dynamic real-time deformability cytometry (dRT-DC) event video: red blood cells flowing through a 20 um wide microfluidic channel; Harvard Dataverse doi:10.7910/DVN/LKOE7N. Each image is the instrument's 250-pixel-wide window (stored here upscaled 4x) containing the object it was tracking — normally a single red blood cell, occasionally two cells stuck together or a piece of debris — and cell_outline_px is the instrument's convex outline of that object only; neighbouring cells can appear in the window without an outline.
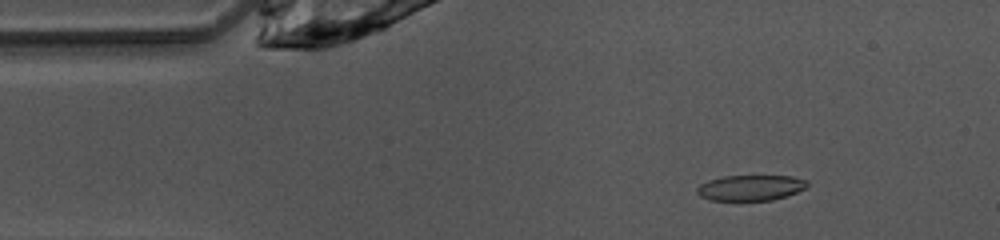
{"species": "common noctule bat (a hibernating species)", "species_latin": "Nyctalus noctula", "temperature_condition": "warm", "stored_images_in_passage": 47, "camera_frame_rate_fps": 3000, "um_per_image_px": 0.085, "animal": {"sex": "female", "body_mass_g": 10.0, "forearm_length_mm": 53.1}, "frame": {"image": 1, "passage_image": 6, "time_ms": 1.667, "image_size_px": [1000, 240], "cell_outline_px": [[808, 184], [804, 188], [796, 192], [772, 200], [708, 200], [700, 196], [696, 192], [696, 188], [700, 184], [708, 180], [724, 176], [792, 176], [808, 180]], "centroid_in_image_um": [63.76, 15.95], "position_along_channel_um": 21.2, "area_um2": 16.36}}
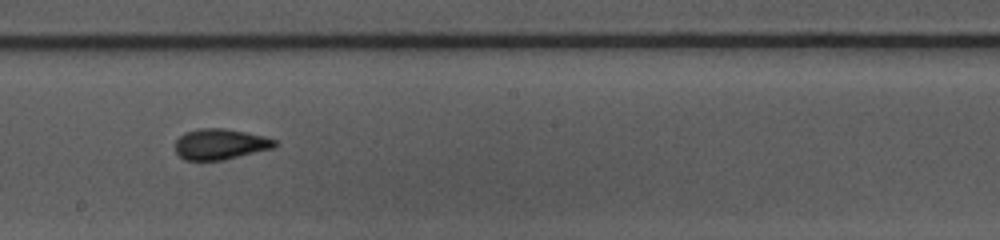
{"frame": {"image": 2, "passage_image": 25, "time_ms": 8.0, "image_size_px": [1000, 240], "cell_outline_px": [[276, 144], [272, 148], [224, 160], [184, 160], [176, 152], [176, 140], [184, 132], [200, 128], [224, 128], [264, 136], [276, 140]], "centroid_in_image_um": [18.69, 12.25], "position_along_channel_um": 229.5, "area_um2": 17.69}}
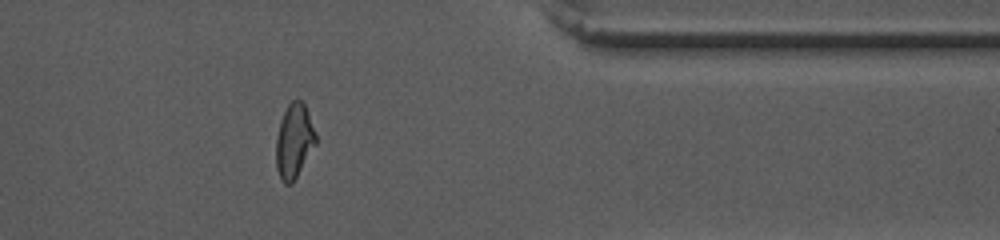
{"frame": {"image": 3, "passage_image": 38, "time_ms": 12.333, "image_size_px": [1000, 240], "cell_outline_px": [[316, 144], [292, 184], [284, 184], [280, 180], [276, 168], [276, 136], [280, 120], [288, 104], [292, 100], [300, 100], [304, 104], [316, 136]], "centroid_in_image_um": [24.97, 12.02], "position_along_channel_um": 386.4, "area_um2": 17.11}, "authors_computed_cell_mechanics": {"area_um2": 17.5712, "velocity_mm_per_s": 4.0877, "shape_relaxation_time_tau1_ms": 6.0462, "shape_relaxation_time_tau2_ms": 1.6556, "deformation_change_tau1": 0.1592, "deformation_change_tau2": 0.0582}}